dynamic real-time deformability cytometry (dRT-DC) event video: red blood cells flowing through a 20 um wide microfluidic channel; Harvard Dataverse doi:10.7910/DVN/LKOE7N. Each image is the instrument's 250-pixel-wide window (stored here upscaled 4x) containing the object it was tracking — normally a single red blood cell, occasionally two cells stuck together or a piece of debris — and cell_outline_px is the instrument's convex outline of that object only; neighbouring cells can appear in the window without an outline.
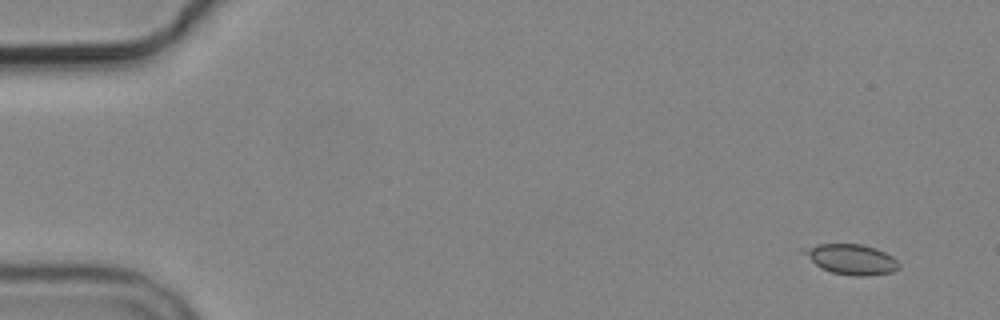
{"species": "common noctule bat (a hibernating species)", "species_latin": "Nyctalus noctula", "temperature_condition": "cold", "stored_images_in_passage": 4, "camera_frame_rate_fps": 3000, "um_per_image_px": 0.085, "animal": {"sex": "male", "body_mass_g": 19.2, "forearm_length_mm": 51.8}, "frame": {"image": 1, "passage_image": 1, "time_ms": 0.0, "image_size_px": [1000, 320], "cell_outline_px": [[900, 268], [892, 272], [868, 276], [852, 276], [832, 272], [820, 268], [800, 252], [800, 248], [816, 244], [860, 244], [876, 248], [892, 256], [900, 264]], "centroid_in_image_um": [72.32, 22.04], "position_along_channel_um": 12.7, "area_um2": 16.99}}